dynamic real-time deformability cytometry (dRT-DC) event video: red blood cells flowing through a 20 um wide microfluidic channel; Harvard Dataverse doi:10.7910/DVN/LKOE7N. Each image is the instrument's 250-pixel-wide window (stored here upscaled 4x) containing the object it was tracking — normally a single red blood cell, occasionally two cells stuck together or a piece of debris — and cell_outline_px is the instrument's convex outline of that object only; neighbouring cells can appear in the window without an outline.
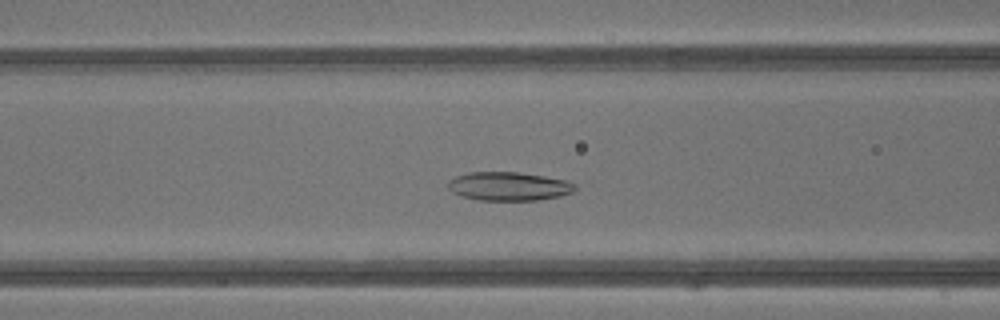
{"species": "common noctule bat (a hibernating species)", "species_latin": "Nyctalus noctula", "temperature_condition": "warm", "stored_images_in_passage": 39, "camera_frame_rate_fps": 3000, "um_per_image_px": 0.085, "animal": {"sex": "male", "body_mass_g": 13.3}, "frame": {"image": 1, "passage_image": 14, "time_ms": 4.333, "image_size_px": [1000, 320], "cell_outline_px": [[576, 188], [572, 192], [560, 196], [536, 200], [476, 200], [460, 196], [452, 192], [448, 188], [448, 180], [456, 176], [468, 172], [520, 172], [568, 180], [576, 184]], "centroid_in_image_um": [43.23, 15.83], "position_along_channel_um": 123.4, "area_um2": 21.39}}
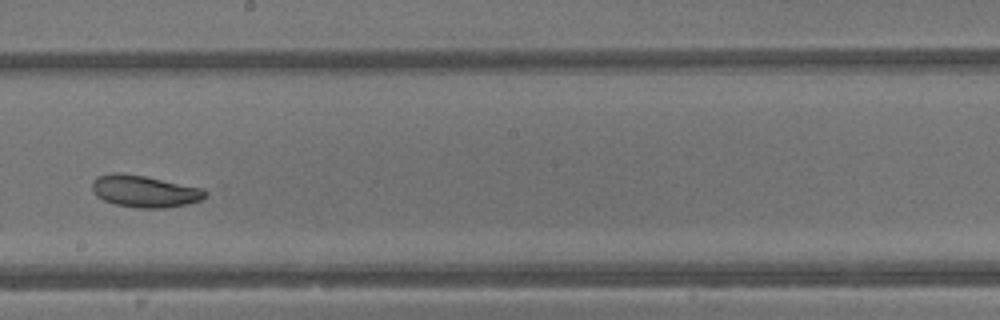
{"frame": {"image": 2, "passage_image": 21, "time_ms": 6.667, "image_size_px": [1000, 320], "cell_outline_px": [[208, 192], [200, 200], [188, 204], [168, 208], [140, 208], [116, 204], [104, 200], [96, 196], [92, 188], [92, 180], [96, 176], [112, 172], [120, 172], [144, 176], [200, 188]], "centroid_in_image_um": [12.23, 16.25], "position_along_channel_um": 236.0, "area_um2": 20.92}}
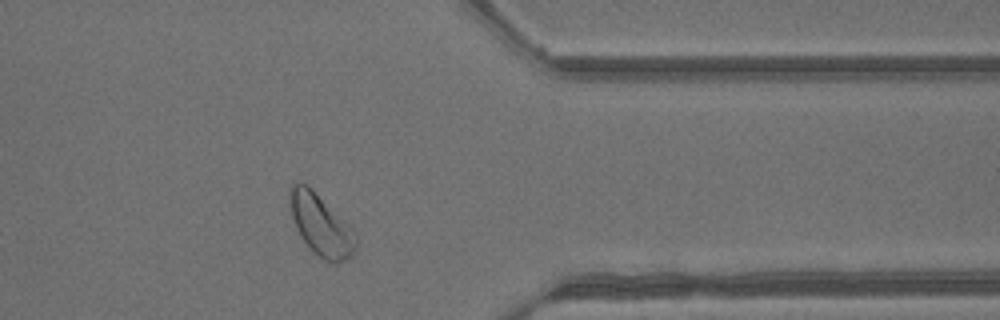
{"frame": {"image": 3, "passage_image": 31, "time_ms": 10.0, "image_size_px": [1000, 320], "cell_outline_px": [[356, 248], [352, 256], [336, 264], [332, 264], [324, 260], [312, 252], [300, 236], [296, 228], [288, 204], [288, 188], [292, 184], [300, 180], [308, 184], [352, 224], [356, 232]], "centroid_in_image_um": [27.28, 19.08], "position_along_channel_um": 384.1, "area_um2": 24.8}, "authors_computed_cell_mechanics": {"area_um2": 24.1604, "velocity_mm_per_s": 4.8494, "shape_relaxation_time_tau1_ms": 3.7215, "shape_relaxation_time_tau2_ms": 1.9864, "deformation_change_tau1": 0.0925, "deformation_change_tau2": 0.0804}}